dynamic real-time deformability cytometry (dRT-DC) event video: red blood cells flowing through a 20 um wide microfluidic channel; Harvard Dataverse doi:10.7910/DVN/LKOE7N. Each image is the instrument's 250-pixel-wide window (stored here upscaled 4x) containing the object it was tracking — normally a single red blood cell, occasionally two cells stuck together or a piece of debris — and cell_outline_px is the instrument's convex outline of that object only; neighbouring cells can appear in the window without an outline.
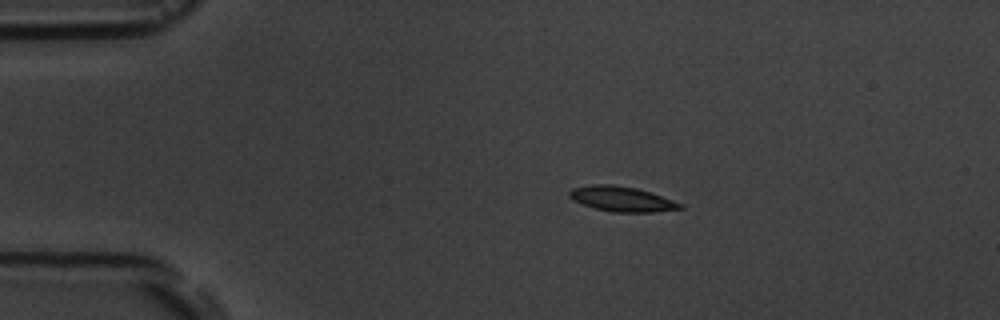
{"species": "common noctule bat (a hibernating species)", "species_latin": "Nyctalus noctula", "temperature_condition": "room temperature", "stored_images_in_passage": 4, "camera_frame_rate_fps": 3000, "um_per_image_px": 0.085, "animal": {"sex": "male", "body_mass_g": 19.5, "forearm_length_mm": 54.6}, "frame": {"image": 1, "passage_image": 3, "time_ms": 2.333, "image_size_px": [1000, 320], "cell_outline_px": [[684, 208], [652, 212], [612, 212], [596, 208], [572, 200], [568, 196], [568, 192], [572, 188], [592, 184], [612, 184], [636, 188], [684, 204]], "centroid_in_image_um": [52.82, 16.91], "position_along_channel_um": 32.2, "area_um2": 16.01}}